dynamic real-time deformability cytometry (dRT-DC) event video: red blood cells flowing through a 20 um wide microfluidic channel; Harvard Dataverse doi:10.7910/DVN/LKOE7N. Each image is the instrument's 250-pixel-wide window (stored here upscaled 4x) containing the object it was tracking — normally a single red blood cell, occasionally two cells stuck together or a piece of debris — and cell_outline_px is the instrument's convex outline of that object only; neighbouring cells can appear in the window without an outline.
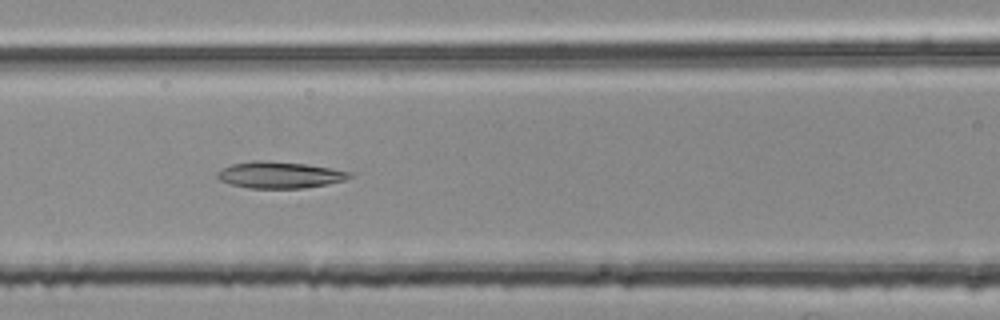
{"species": "common noctule bat (a hibernating species)", "species_latin": "Nyctalus noctula", "temperature_condition": "room temperature", "stored_images_in_passage": 39, "camera_frame_rate_fps": 3000, "um_per_image_px": 0.085, "animal": {"sex": "female", "body_mass_g": 25.1}, "frame": {"image": 1, "passage_image": 17, "time_ms": 5.333, "image_size_px": [1000, 320], "cell_outline_px": [[352, 176], [344, 180], [328, 184], [304, 188], [248, 188], [228, 184], [220, 180], [216, 176], [224, 168], [232, 164], [252, 160], [268, 160], [304, 164], [352, 172]], "centroid_in_image_um": [23.76, 14.87], "position_along_channel_um": 142.8, "area_um2": 20.35}}
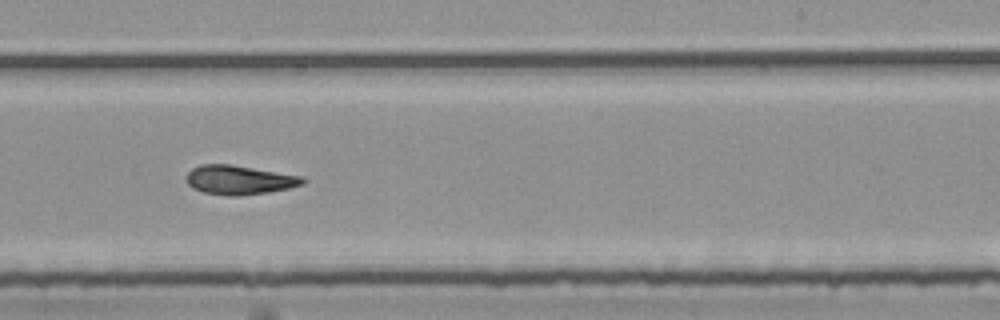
{"frame": {"image": 2, "passage_image": 27, "time_ms": 8.667, "image_size_px": [1000, 320], "cell_outline_px": [[308, 180], [304, 184], [288, 188], [268, 192], [236, 196], [228, 196], [204, 192], [192, 188], [188, 184], [184, 176], [192, 168], [200, 164], [228, 164], [300, 176]], "centroid_in_image_um": [20.29, 15.3], "position_along_channel_um": 268.7, "area_um2": 19.65}}
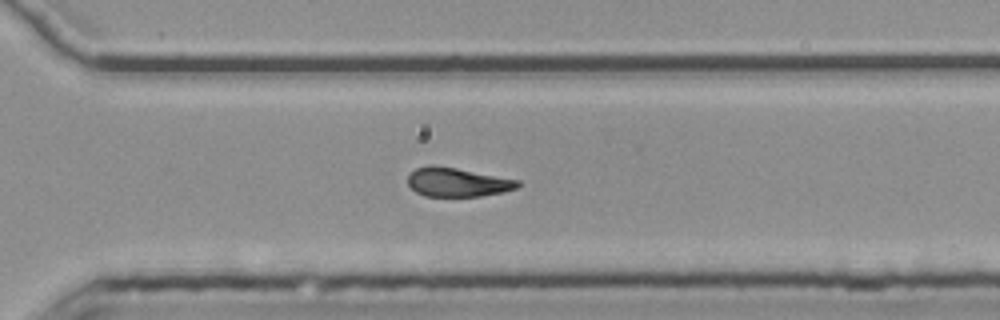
{"frame": {"image": 3, "passage_image": 32, "time_ms": 10.333, "image_size_px": [1000, 320], "cell_outline_px": [[524, 184], [516, 188], [504, 192], [480, 196], [424, 196], [416, 192], [408, 184], [408, 176], [416, 168], [428, 164], [432, 164], [456, 168], [520, 180]], "centroid_in_image_um": [38.9, 15.48], "position_along_channel_um": 331.7, "area_um2": 18.67}, "authors_computed_cell_mechanics": {"area_um2": 19.7676, "velocity_mm_per_s": 3.7888, "shape_relaxation_time_tau1_ms": null, "shape_relaxation_time_tau2_ms": 5.6334, "deformation_change_tau1": null, "deformation_change_tau2": 0.1492}}